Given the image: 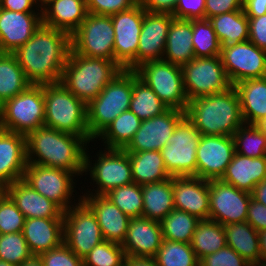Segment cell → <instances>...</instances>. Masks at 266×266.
I'll list each match as a JSON object with an SVG mask.
<instances>
[{
  "instance_id": "2",
  "label": "cell",
  "mask_w": 266,
  "mask_h": 266,
  "mask_svg": "<svg viewBox=\"0 0 266 266\" xmlns=\"http://www.w3.org/2000/svg\"><path fill=\"white\" fill-rule=\"evenodd\" d=\"M86 146L87 142L81 136L42 126L26 136L27 163L82 175Z\"/></svg>"
},
{
  "instance_id": "33",
  "label": "cell",
  "mask_w": 266,
  "mask_h": 266,
  "mask_svg": "<svg viewBox=\"0 0 266 266\" xmlns=\"http://www.w3.org/2000/svg\"><path fill=\"white\" fill-rule=\"evenodd\" d=\"M227 246L233 248L252 266H261L259 236L247 221L224 225Z\"/></svg>"
},
{
  "instance_id": "48",
  "label": "cell",
  "mask_w": 266,
  "mask_h": 266,
  "mask_svg": "<svg viewBox=\"0 0 266 266\" xmlns=\"http://www.w3.org/2000/svg\"><path fill=\"white\" fill-rule=\"evenodd\" d=\"M39 256L44 266H83V259L78 257L64 243L39 254Z\"/></svg>"
},
{
  "instance_id": "42",
  "label": "cell",
  "mask_w": 266,
  "mask_h": 266,
  "mask_svg": "<svg viewBox=\"0 0 266 266\" xmlns=\"http://www.w3.org/2000/svg\"><path fill=\"white\" fill-rule=\"evenodd\" d=\"M232 137L236 153L250 158L266 156V137L259 125L244 124Z\"/></svg>"
},
{
  "instance_id": "23",
  "label": "cell",
  "mask_w": 266,
  "mask_h": 266,
  "mask_svg": "<svg viewBox=\"0 0 266 266\" xmlns=\"http://www.w3.org/2000/svg\"><path fill=\"white\" fill-rule=\"evenodd\" d=\"M162 240L159 221L144 217L130 218L122 248L126 257L154 258Z\"/></svg>"
},
{
  "instance_id": "8",
  "label": "cell",
  "mask_w": 266,
  "mask_h": 266,
  "mask_svg": "<svg viewBox=\"0 0 266 266\" xmlns=\"http://www.w3.org/2000/svg\"><path fill=\"white\" fill-rule=\"evenodd\" d=\"M134 71L169 109L186 111L188 98L180 65L163 59L151 60L140 64Z\"/></svg>"
},
{
  "instance_id": "62",
  "label": "cell",
  "mask_w": 266,
  "mask_h": 266,
  "mask_svg": "<svg viewBox=\"0 0 266 266\" xmlns=\"http://www.w3.org/2000/svg\"><path fill=\"white\" fill-rule=\"evenodd\" d=\"M35 1H36V4H38L36 7L39 6L40 7V10H42L47 4H49L53 0H35Z\"/></svg>"
},
{
  "instance_id": "50",
  "label": "cell",
  "mask_w": 266,
  "mask_h": 266,
  "mask_svg": "<svg viewBox=\"0 0 266 266\" xmlns=\"http://www.w3.org/2000/svg\"><path fill=\"white\" fill-rule=\"evenodd\" d=\"M88 13L111 16L129 10L139 3V0H86Z\"/></svg>"
},
{
  "instance_id": "60",
  "label": "cell",
  "mask_w": 266,
  "mask_h": 266,
  "mask_svg": "<svg viewBox=\"0 0 266 266\" xmlns=\"http://www.w3.org/2000/svg\"><path fill=\"white\" fill-rule=\"evenodd\" d=\"M259 248L261 252V266L266 264V230L258 232Z\"/></svg>"
},
{
  "instance_id": "40",
  "label": "cell",
  "mask_w": 266,
  "mask_h": 266,
  "mask_svg": "<svg viewBox=\"0 0 266 266\" xmlns=\"http://www.w3.org/2000/svg\"><path fill=\"white\" fill-rule=\"evenodd\" d=\"M200 219L185 211L173 209L161 222L163 239L191 243Z\"/></svg>"
},
{
  "instance_id": "37",
  "label": "cell",
  "mask_w": 266,
  "mask_h": 266,
  "mask_svg": "<svg viewBox=\"0 0 266 266\" xmlns=\"http://www.w3.org/2000/svg\"><path fill=\"white\" fill-rule=\"evenodd\" d=\"M191 247L200 261L227 245L224 226L211 219H201L191 240Z\"/></svg>"
},
{
  "instance_id": "56",
  "label": "cell",
  "mask_w": 266,
  "mask_h": 266,
  "mask_svg": "<svg viewBox=\"0 0 266 266\" xmlns=\"http://www.w3.org/2000/svg\"><path fill=\"white\" fill-rule=\"evenodd\" d=\"M35 0H0V8L15 12H35Z\"/></svg>"
},
{
  "instance_id": "45",
  "label": "cell",
  "mask_w": 266,
  "mask_h": 266,
  "mask_svg": "<svg viewBox=\"0 0 266 266\" xmlns=\"http://www.w3.org/2000/svg\"><path fill=\"white\" fill-rule=\"evenodd\" d=\"M125 259L121 244L104 240L83 258V266H124Z\"/></svg>"
},
{
  "instance_id": "64",
  "label": "cell",
  "mask_w": 266,
  "mask_h": 266,
  "mask_svg": "<svg viewBox=\"0 0 266 266\" xmlns=\"http://www.w3.org/2000/svg\"><path fill=\"white\" fill-rule=\"evenodd\" d=\"M6 194V186L0 184V200Z\"/></svg>"
},
{
  "instance_id": "6",
  "label": "cell",
  "mask_w": 266,
  "mask_h": 266,
  "mask_svg": "<svg viewBox=\"0 0 266 266\" xmlns=\"http://www.w3.org/2000/svg\"><path fill=\"white\" fill-rule=\"evenodd\" d=\"M133 70L123 69L87 104L89 135L96 138L116 117L129 110Z\"/></svg>"
},
{
  "instance_id": "1",
  "label": "cell",
  "mask_w": 266,
  "mask_h": 266,
  "mask_svg": "<svg viewBox=\"0 0 266 266\" xmlns=\"http://www.w3.org/2000/svg\"><path fill=\"white\" fill-rule=\"evenodd\" d=\"M71 49V35L42 24L13 54L31 84H50L60 82Z\"/></svg>"
},
{
  "instance_id": "55",
  "label": "cell",
  "mask_w": 266,
  "mask_h": 266,
  "mask_svg": "<svg viewBox=\"0 0 266 266\" xmlns=\"http://www.w3.org/2000/svg\"><path fill=\"white\" fill-rule=\"evenodd\" d=\"M139 3L146 12L173 15L177 0H139Z\"/></svg>"
},
{
  "instance_id": "4",
  "label": "cell",
  "mask_w": 266,
  "mask_h": 266,
  "mask_svg": "<svg viewBox=\"0 0 266 266\" xmlns=\"http://www.w3.org/2000/svg\"><path fill=\"white\" fill-rule=\"evenodd\" d=\"M122 70L115 61L84 57L71 49L60 82L88 104Z\"/></svg>"
},
{
  "instance_id": "49",
  "label": "cell",
  "mask_w": 266,
  "mask_h": 266,
  "mask_svg": "<svg viewBox=\"0 0 266 266\" xmlns=\"http://www.w3.org/2000/svg\"><path fill=\"white\" fill-rule=\"evenodd\" d=\"M199 266H252L233 248L225 246L220 250L206 255L199 261Z\"/></svg>"
},
{
  "instance_id": "52",
  "label": "cell",
  "mask_w": 266,
  "mask_h": 266,
  "mask_svg": "<svg viewBox=\"0 0 266 266\" xmlns=\"http://www.w3.org/2000/svg\"><path fill=\"white\" fill-rule=\"evenodd\" d=\"M243 9V0H205V19Z\"/></svg>"
},
{
  "instance_id": "53",
  "label": "cell",
  "mask_w": 266,
  "mask_h": 266,
  "mask_svg": "<svg viewBox=\"0 0 266 266\" xmlns=\"http://www.w3.org/2000/svg\"><path fill=\"white\" fill-rule=\"evenodd\" d=\"M247 18L249 22V41L266 51V14Z\"/></svg>"
},
{
  "instance_id": "32",
  "label": "cell",
  "mask_w": 266,
  "mask_h": 266,
  "mask_svg": "<svg viewBox=\"0 0 266 266\" xmlns=\"http://www.w3.org/2000/svg\"><path fill=\"white\" fill-rule=\"evenodd\" d=\"M142 217L161 222L173 209L172 177L142 185Z\"/></svg>"
},
{
  "instance_id": "63",
  "label": "cell",
  "mask_w": 266,
  "mask_h": 266,
  "mask_svg": "<svg viewBox=\"0 0 266 266\" xmlns=\"http://www.w3.org/2000/svg\"><path fill=\"white\" fill-rule=\"evenodd\" d=\"M259 126L266 137V117L260 122Z\"/></svg>"
},
{
  "instance_id": "17",
  "label": "cell",
  "mask_w": 266,
  "mask_h": 266,
  "mask_svg": "<svg viewBox=\"0 0 266 266\" xmlns=\"http://www.w3.org/2000/svg\"><path fill=\"white\" fill-rule=\"evenodd\" d=\"M251 193L221 179L209 180V219L220 224L245 222Z\"/></svg>"
},
{
  "instance_id": "30",
  "label": "cell",
  "mask_w": 266,
  "mask_h": 266,
  "mask_svg": "<svg viewBox=\"0 0 266 266\" xmlns=\"http://www.w3.org/2000/svg\"><path fill=\"white\" fill-rule=\"evenodd\" d=\"M245 124L259 125L266 117V77L246 79L234 85Z\"/></svg>"
},
{
  "instance_id": "9",
  "label": "cell",
  "mask_w": 266,
  "mask_h": 266,
  "mask_svg": "<svg viewBox=\"0 0 266 266\" xmlns=\"http://www.w3.org/2000/svg\"><path fill=\"white\" fill-rule=\"evenodd\" d=\"M201 134L186 115L177 123L168 143L160 150L167 172L196 176V155Z\"/></svg>"
},
{
  "instance_id": "10",
  "label": "cell",
  "mask_w": 266,
  "mask_h": 266,
  "mask_svg": "<svg viewBox=\"0 0 266 266\" xmlns=\"http://www.w3.org/2000/svg\"><path fill=\"white\" fill-rule=\"evenodd\" d=\"M188 101L221 93L232 87L221 57H199L181 66Z\"/></svg>"
},
{
  "instance_id": "3",
  "label": "cell",
  "mask_w": 266,
  "mask_h": 266,
  "mask_svg": "<svg viewBox=\"0 0 266 266\" xmlns=\"http://www.w3.org/2000/svg\"><path fill=\"white\" fill-rule=\"evenodd\" d=\"M185 115L205 136H233L245 124L234 86L225 92L188 101Z\"/></svg>"
},
{
  "instance_id": "15",
  "label": "cell",
  "mask_w": 266,
  "mask_h": 266,
  "mask_svg": "<svg viewBox=\"0 0 266 266\" xmlns=\"http://www.w3.org/2000/svg\"><path fill=\"white\" fill-rule=\"evenodd\" d=\"M74 177L72 172L64 169L27 164L22 180L36 192L54 201L66 211L74 206L70 205L71 196L74 195L72 193L75 192Z\"/></svg>"
},
{
  "instance_id": "51",
  "label": "cell",
  "mask_w": 266,
  "mask_h": 266,
  "mask_svg": "<svg viewBox=\"0 0 266 266\" xmlns=\"http://www.w3.org/2000/svg\"><path fill=\"white\" fill-rule=\"evenodd\" d=\"M176 19H205V0H177L173 14Z\"/></svg>"
},
{
  "instance_id": "19",
  "label": "cell",
  "mask_w": 266,
  "mask_h": 266,
  "mask_svg": "<svg viewBox=\"0 0 266 266\" xmlns=\"http://www.w3.org/2000/svg\"><path fill=\"white\" fill-rule=\"evenodd\" d=\"M185 116L184 111L168 109L161 115L141 122L126 152L161 150L172 136L177 123Z\"/></svg>"
},
{
  "instance_id": "38",
  "label": "cell",
  "mask_w": 266,
  "mask_h": 266,
  "mask_svg": "<svg viewBox=\"0 0 266 266\" xmlns=\"http://www.w3.org/2000/svg\"><path fill=\"white\" fill-rule=\"evenodd\" d=\"M31 83L13 53H0V106L22 93Z\"/></svg>"
},
{
  "instance_id": "47",
  "label": "cell",
  "mask_w": 266,
  "mask_h": 266,
  "mask_svg": "<svg viewBox=\"0 0 266 266\" xmlns=\"http://www.w3.org/2000/svg\"><path fill=\"white\" fill-rule=\"evenodd\" d=\"M25 216L6 193L0 200V234L22 232Z\"/></svg>"
},
{
  "instance_id": "57",
  "label": "cell",
  "mask_w": 266,
  "mask_h": 266,
  "mask_svg": "<svg viewBox=\"0 0 266 266\" xmlns=\"http://www.w3.org/2000/svg\"><path fill=\"white\" fill-rule=\"evenodd\" d=\"M243 9L247 17L266 14V0H243Z\"/></svg>"
},
{
  "instance_id": "12",
  "label": "cell",
  "mask_w": 266,
  "mask_h": 266,
  "mask_svg": "<svg viewBox=\"0 0 266 266\" xmlns=\"http://www.w3.org/2000/svg\"><path fill=\"white\" fill-rule=\"evenodd\" d=\"M78 202L64 211L63 243L83 259L104 237L92 210L81 198Z\"/></svg>"
},
{
  "instance_id": "59",
  "label": "cell",
  "mask_w": 266,
  "mask_h": 266,
  "mask_svg": "<svg viewBox=\"0 0 266 266\" xmlns=\"http://www.w3.org/2000/svg\"><path fill=\"white\" fill-rule=\"evenodd\" d=\"M124 266H157L154 258L126 257Z\"/></svg>"
},
{
  "instance_id": "35",
  "label": "cell",
  "mask_w": 266,
  "mask_h": 266,
  "mask_svg": "<svg viewBox=\"0 0 266 266\" xmlns=\"http://www.w3.org/2000/svg\"><path fill=\"white\" fill-rule=\"evenodd\" d=\"M208 20L222 46L249 40V22L244 9L219 14Z\"/></svg>"
},
{
  "instance_id": "34",
  "label": "cell",
  "mask_w": 266,
  "mask_h": 266,
  "mask_svg": "<svg viewBox=\"0 0 266 266\" xmlns=\"http://www.w3.org/2000/svg\"><path fill=\"white\" fill-rule=\"evenodd\" d=\"M127 153L129 154L134 183L144 185L172 177L166 170L159 150Z\"/></svg>"
},
{
  "instance_id": "7",
  "label": "cell",
  "mask_w": 266,
  "mask_h": 266,
  "mask_svg": "<svg viewBox=\"0 0 266 266\" xmlns=\"http://www.w3.org/2000/svg\"><path fill=\"white\" fill-rule=\"evenodd\" d=\"M44 121V84H31L0 106V129L27 136Z\"/></svg>"
},
{
  "instance_id": "16",
  "label": "cell",
  "mask_w": 266,
  "mask_h": 266,
  "mask_svg": "<svg viewBox=\"0 0 266 266\" xmlns=\"http://www.w3.org/2000/svg\"><path fill=\"white\" fill-rule=\"evenodd\" d=\"M220 57L232 86L246 79L266 77V51L249 40L222 46Z\"/></svg>"
},
{
  "instance_id": "29",
  "label": "cell",
  "mask_w": 266,
  "mask_h": 266,
  "mask_svg": "<svg viewBox=\"0 0 266 266\" xmlns=\"http://www.w3.org/2000/svg\"><path fill=\"white\" fill-rule=\"evenodd\" d=\"M266 178V156L250 158L235 153L221 180L251 193Z\"/></svg>"
},
{
  "instance_id": "11",
  "label": "cell",
  "mask_w": 266,
  "mask_h": 266,
  "mask_svg": "<svg viewBox=\"0 0 266 266\" xmlns=\"http://www.w3.org/2000/svg\"><path fill=\"white\" fill-rule=\"evenodd\" d=\"M71 46L81 56L114 61V28L111 16L89 13L71 35Z\"/></svg>"
},
{
  "instance_id": "20",
  "label": "cell",
  "mask_w": 266,
  "mask_h": 266,
  "mask_svg": "<svg viewBox=\"0 0 266 266\" xmlns=\"http://www.w3.org/2000/svg\"><path fill=\"white\" fill-rule=\"evenodd\" d=\"M38 13V14H37ZM42 25L40 12H15L0 8V53H13Z\"/></svg>"
},
{
  "instance_id": "22",
  "label": "cell",
  "mask_w": 266,
  "mask_h": 266,
  "mask_svg": "<svg viewBox=\"0 0 266 266\" xmlns=\"http://www.w3.org/2000/svg\"><path fill=\"white\" fill-rule=\"evenodd\" d=\"M175 209L209 219V180L196 176H173Z\"/></svg>"
},
{
  "instance_id": "58",
  "label": "cell",
  "mask_w": 266,
  "mask_h": 266,
  "mask_svg": "<svg viewBox=\"0 0 266 266\" xmlns=\"http://www.w3.org/2000/svg\"><path fill=\"white\" fill-rule=\"evenodd\" d=\"M252 199L266 206V178L259 182L251 192Z\"/></svg>"
},
{
  "instance_id": "61",
  "label": "cell",
  "mask_w": 266,
  "mask_h": 266,
  "mask_svg": "<svg viewBox=\"0 0 266 266\" xmlns=\"http://www.w3.org/2000/svg\"><path fill=\"white\" fill-rule=\"evenodd\" d=\"M19 266H44L39 255H32Z\"/></svg>"
},
{
  "instance_id": "46",
  "label": "cell",
  "mask_w": 266,
  "mask_h": 266,
  "mask_svg": "<svg viewBox=\"0 0 266 266\" xmlns=\"http://www.w3.org/2000/svg\"><path fill=\"white\" fill-rule=\"evenodd\" d=\"M32 255L22 232L0 234V260L19 266Z\"/></svg>"
},
{
  "instance_id": "13",
  "label": "cell",
  "mask_w": 266,
  "mask_h": 266,
  "mask_svg": "<svg viewBox=\"0 0 266 266\" xmlns=\"http://www.w3.org/2000/svg\"><path fill=\"white\" fill-rule=\"evenodd\" d=\"M105 149L104 153L97 154L98 160L93 165L85 152L84 172L90 171L93 182H96V195H105L111 189L134 182L129 154L124 149Z\"/></svg>"
},
{
  "instance_id": "24",
  "label": "cell",
  "mask_w": 266,
  "mask_h": 266,
  "mask_svg": "<svg viewBox=\"0 0 266 266\" xmlns=\"http://www.w3.org/2000/svg\"><path fill=\"white\" fill-rule=\"evenodd\" d=\"M80 198L96 216L104 240L122 245L130 218L105 195L91 192L88 196L84 194Z\"/></svg>"
},
{
  "instance_id": "18",
  "label": "cell",
  "mask_w": 266,
  "mask_h": 266,
  "mask_svg": "<svg viewBox=\"0 0 266 266\" xmlns=\"http://www.w3.org/2000/svg\"><path fill=\"white\" fill-rule=\"evenodd\" d=\"M235 153L232 136L201 135L196 155V177L221 179Z\"/></svg>"
},
{
  "instance_id": "21",
  "label": "cell",
  "mask_w": 266,
  "mask_h": 266,
  "mask_svg": "<svg viewBox=\"0 0 266 266\" xmlns=\"http://www.w3.org/2000/svg\"><path fill=\"white\" fill-rule=\"evenodd\" d=\"M173 19L174 16L170 14L149 13L144 10L136 67L146 61L162 59L169 27Z\"/></svg>"
},
{
  "instance_id": "27",
  "label": "cell",
  "mask_w": 266,
  "mask_h": 266,
  "mask_svg": "<svg viewBox=\"0 0 266 266\" xmlns=\"http://www.w3.org/2000/svg\"><path fill=\"white\" fill-rule=\"evenodd\" d=\"M33 255H39L63 243V218H28L22 231Z\"/></svg>"
},
{
  "instance_id": "5",
  "label": "cell",
  "mask_w": 266,
  "mask_h": 266,
  "mask_svg": "<svg viewBox=\"0 0 266 266\" xmlns=\"http://www.w3.org/2000/svg\"><path fill=\"white\" fill-rule=\"evenodd\" d=\"M44 126L81 136L93 141L88 132L87 104L70 92L61 82L44 84Z\"/></svg>"
},
{
  "instance_id": "41",
  "label": "cell",
  "mask_w": 266,
  "mask_h": 266,
  "mask_svg": "<svg viewBox=\"0 0 266 266\" xmlns=\"http://www.w3.org/2000/svg\"><path fill=\"white\" fill-rule=\"evenodd\" d=\"M157 266H199L190 243L162 240L154 257Z\"/></svg>"
},
{
  "instance_id": "54",
  "label": "cell",
  "mask_w": 266,
  "mask_h": 266,
  "mask_svg": "<svg viewBox=\"0 0 266 266\" xmlns=\"http://www.w3.org/2000/svg\"><path fill=\"white\" fill-rule=\"evenodd\" d=\"M246 221L258 232L266 230V206L251 198Z\"/></svg>"
},
{
  "instance_id": "36",
  "label": "cell",
  "mask_w": 266,
  "mask_h": 266,
  "mask_svg": "<svg viewBox=\"0 0 266 266\" xmlns=\"http://www.w3.org/2000/svg\"><path fill=\"white\" fill-rule=\"evenodd\" d=\"M141 120L130 110L122 112L96 137L108 149H125L140 128Z\"/></svg>"
},
{
  "instance_id": "39",
  "label": "cell",
  "mask_w": 266,
  "mask_h": 266,
  "mask_svg": "<svg viewBox=\"0 0 266 266\" xmlns=\"http://www.w3.org/2000/svg\"><path fill=\"white\" fill-rule=\"evenodd\" d=\"M169 108L158 98L133 70V92L129 110L141 121L148 120L166 112Z\"/></svg>"
},
{
  "instance_id": "31",
  "label": "cell",
  "mask_w": 266,
  "mask_h": 266,
  "mask_svg": "<svg viewBox=\"0 0 266 266\" xmlns=\"http://www.w3.org/2000/svg\"><path fill=\"white\" fill-rule=\"evenodd\" d=\"M194 58L192 20L174 18L169 27L162 59L182 66Z\"/></svg>"
},
{
  "instance_id": "44",
  "label": "cell",
  "mask_w": 266,
  "mask_h": 266,
  "mask_svg": "<svg viewBox=\"0 0 266 266\" xmlns=\"http://www.w3.org/2000/svg\"><path fill=\"white\" fill-rule=\"evenodd\" d=\"M129 218L142 217L143 197L142 185L130 183L111 189L105 194Z\"/></svg>"
},
{
  "instance_id": "25",
  "label": "cell",
  "mask_w": 266,
  "mask_h": 266,
  "mask_svg": "<svg viewBox=\"0 0 266 266\" xmlns=\"http://www.w3.org/2000/svg\"><path fill=\"white\" fill-rule=\"evenodd\" d=\"M27 164L26 136L0 129V184L22 180Z\"/></svg>"
},
{
  "instance_id": "65",
  "label": "cell",
  "mask_w": 266,
  "mask_h": 266,
  "mask_svg": "<svg viewBox=\"0 0 266 266\" xmlns=\"http://www.w3.org/2000/svg\"><path fill=\"white\" fill-rule=\"evenodd\" d=\"M0 266H16V265H13V264L8 263V262H6V261H2V260H0Z\"/></svg>"
},
{
  "instance_id": "43",
  "label": "cell",
  "mask_w": 266,
  "mask_h": 266,
  "mask_svg": "<svg viewBox=\"0 0 266 266\" xmlns=\"http://www.w3.org/2000/svg\"><path fill=\"white\" fill-rule=\"evenodd\" d=\"M192 43L195 58L221 55L222 45L208 19L192 20Z\"/></svg>"
},
{
  "instance_id": "26",
  "label": "cell",
  "mask_w": 266,
  "mask_h": 266,
  "mask_svg": "<svg viewBox=\"0 0 266 266\" xmlns=\"http://www.w3.org/2000/svg\"><path fill=\"white\" fill-rule=\"evenodd\" d=\"M6 193L26 219L63 218L64 210L58 204L36 192L23 180L9 184Z\"/></svg>"
},
{
  "instance_id": "28",
  "label": "cell",
  "mask_w": 266,
  "mask_h": 266,
  "mask_svg": "<svg viewBox=\"0 0 266 266\" xmlns=\"http://www.w3.org/2000/svg\"><path fill=\"white\" fill-rule=\"evenodd\" d=\"M88 14L86 0H53L42 9V24L72 35Z\"/></svg>"
},
{
  "instance_id": "14",
  "label": "cell",
  "mask_w": 266,
  "mask_h": 266,
  "mask_svg": "<svg viewBox=\"0 0 266 266\" xmlns=\"http://www.w3.org/2000/svg\"><path fill=\"white\" fill-rule=\"evenodd\" d=\"M114 28V61L122 68L134 70L144 9L138 3L129 10L111 15Z\"/></svg>"
}]
</instances>
